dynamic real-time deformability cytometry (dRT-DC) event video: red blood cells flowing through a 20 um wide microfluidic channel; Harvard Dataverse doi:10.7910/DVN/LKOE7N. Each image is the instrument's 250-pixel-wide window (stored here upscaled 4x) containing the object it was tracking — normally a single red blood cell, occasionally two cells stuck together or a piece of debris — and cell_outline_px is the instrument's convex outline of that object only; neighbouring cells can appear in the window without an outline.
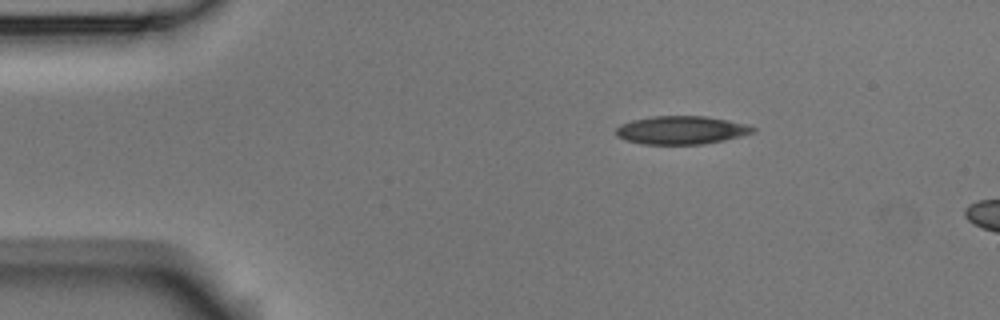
{"species": "Egyptian fruit bat (a non-hibernating species)", "species_latin": "Rousettus aegyptiacus", "temperature_condition": "room temperature", "stored_images_in_passage": 2, "camera_frame_rate_fps": 3000, "um_per_image_px": 0.085, "animal": {"sex": "male"}, "frame": {"image": 1, "passage_image": 1, "time_ms": 0.0, "image_size_px": [1000, 320], "cell_outline_px": [[756, 128], [752, 132], [740, 136], [724, 140], [704, 144], [640, 144], [624, 140], [616, 136], [616, 128], [620, 124], [632, 120], [652, 116], [708, 116], [748, 124]], "centroid_in_image_um": [57.88, 11.06], "position_along_channel_um": 27.1, "area_um2": 22.66}}
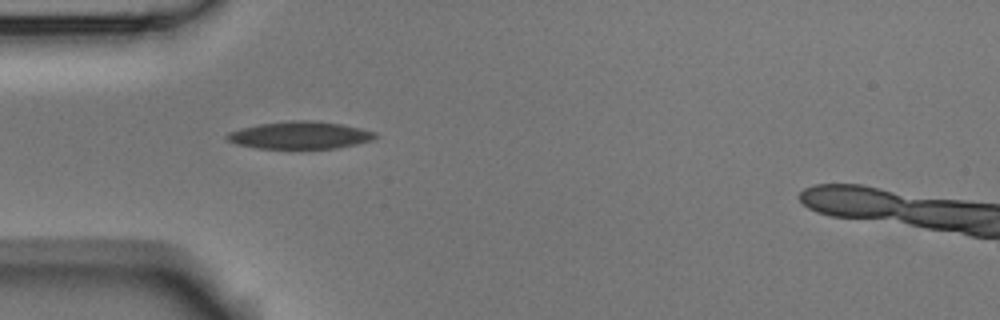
{"frame": {"image": 2, "passage_image": 2, "time_ms": 0.333, "image_size_px": [1000, 320], "cell_outline_px": [[376, 136], [372, 140], [356, 144], [336, 148], [260, 148], [236, 144], [228, 140], [224, 136], [228, 132], [260, 124], [288, 120], [312, 120], [340, 124], [360, 128], [376, 132]], "centroid_in_image_um": [25.5, 11.49], "position_along_channel_um": 59.5, "area_um2": 23.41}}